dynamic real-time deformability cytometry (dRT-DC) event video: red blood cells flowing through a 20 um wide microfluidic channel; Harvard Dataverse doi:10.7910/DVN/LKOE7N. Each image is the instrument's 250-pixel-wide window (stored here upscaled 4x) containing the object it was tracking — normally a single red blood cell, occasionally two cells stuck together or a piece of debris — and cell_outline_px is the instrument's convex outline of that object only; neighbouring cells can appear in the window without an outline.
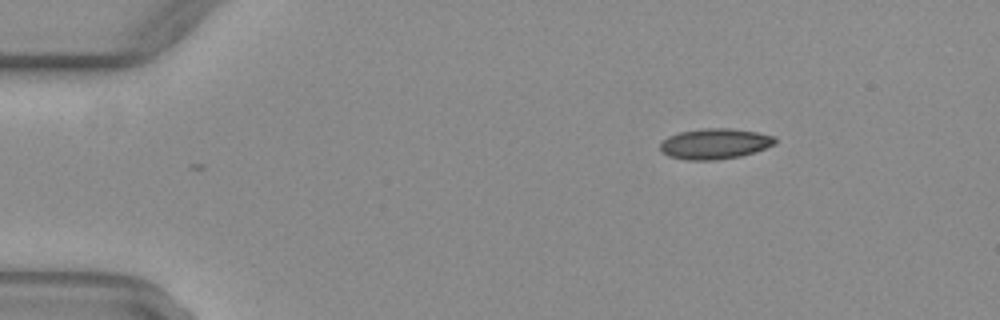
{"species": "common noctule bat (a hibernating species)", "species_latin": "Nyctalus noctula", "temperature_condition": "warm", "stored_images_in_passage": 2, "camera_frame_rate_fps": 3000, "um_per_image_px": 0.085, "animal": {"sex": "female", "body_mass_g": 29.2, "forearm_length_mm": 56.3}, "frame": {"image": 1, "passage_image": 2, "time_ms": 0.333, "image_size_px": [1000, 320], "cell_outline_px": [[776, 144], [756, 152], [740, 156], [716, 160], [688, 160], [668, 156], [660, 152], [660, 144], [668, 136], [680, 132], [700, 128], [732, 128], [756, 132], [776, 136]], "centroid_in_image_um": [60.77, 12.22], "position_along_channel_um": 24.2, "area_um2": 20.69}}